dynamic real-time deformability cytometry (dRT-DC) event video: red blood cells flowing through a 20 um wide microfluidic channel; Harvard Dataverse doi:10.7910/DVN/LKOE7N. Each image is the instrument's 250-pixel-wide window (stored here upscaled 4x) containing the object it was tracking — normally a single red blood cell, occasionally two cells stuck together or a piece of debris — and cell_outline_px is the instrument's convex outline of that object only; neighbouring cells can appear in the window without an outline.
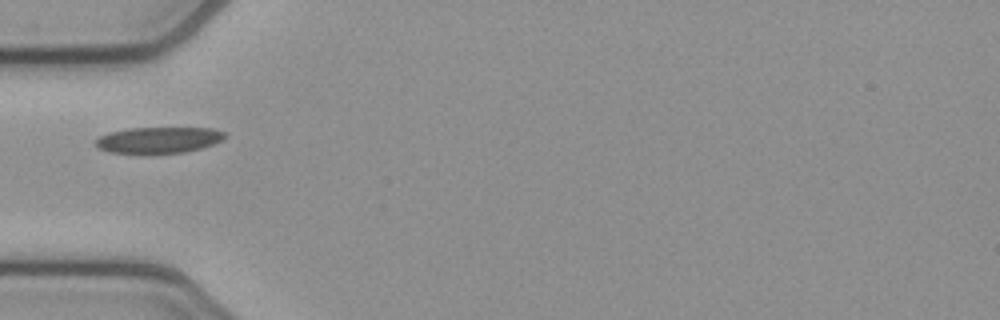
{"species": "common noctule bat (a hibernating species)", "species_latin": "Nyctalus noctula", "temperature_condition": "cold", "stored_images_in_passage": 37, "camera_frame_rate_fps": 3000, "um_per_image_px": 0.085, "animal": {"sex": "female", "body_mass_g": 21.9}, "frame": {"image": 1, "passage_image": 1, "time_ms": 0.0, "image_size_px": [1000, 320], "cell_outline_px": [[228, 136], [212, 144], [200, 148], [184, 152], [148, 156], [144, 156], [108, 152], [96, 148], [92, 144], [100, 136], [108, 132], [128, 128], [212, 128], [224, 132]], "centroid_in_image_um": [13.37, 11.94], "position_along_channel_um": 71.6, "area_um2": 20.58}}
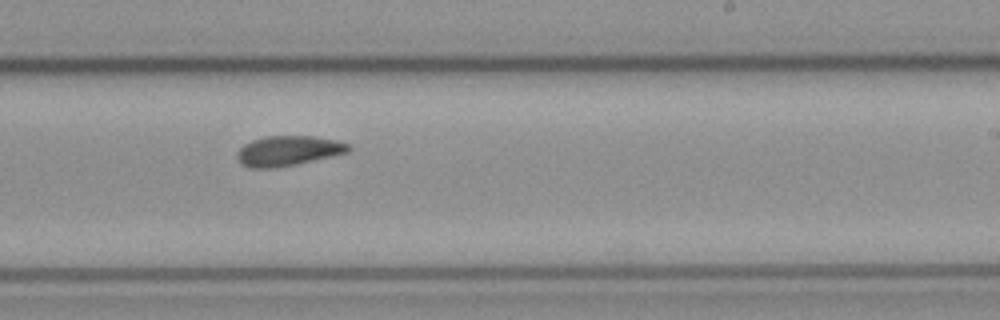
{"frame": {"image": 2, "passage_image": 16, "time_ms": 5.0, "image_size_px": [1000, 320], "cell_outline_px": [[352, 148], [348, 152], [332, 156], [296, 164], [276, 168], [248, 168], [240, 164], [236, 156], [240, 148], [244, 144], [252, 140], [264, 136], [312, 136], [336, 140], [348, 144]], "centroid_in_image_um": [24.46, 12.82], "position_along_channel_um": 264.5, "area_um2": 19.54}}
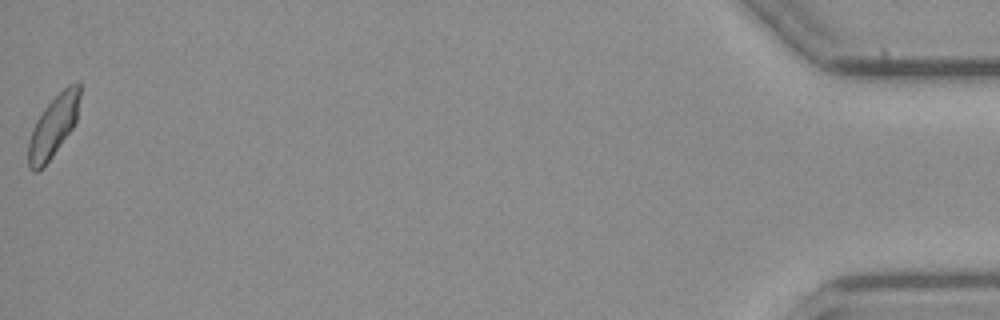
{"frame": {"image": 3, "passage_image": 37, "time_ms": 12.0, "image_size_px": [1000, 320], "cell_outline_px": [[80, 96], [76, 120], [72, 128], [44, 168], [36, 172], [32, 172], [28, 168], [28, 140], [32, 128], [36, 120], [44, 108], [68, 84], [80, 80]], "centroid_in_image_um": [4.51, 10.76], "position_along_channel_um": 430.7, "area_um2": 18.55}, "authors_computed_cell_mechanics": {"area_um2": 19.0162, "velocity_mm_per_s": 3.8443, "shape_relaxation_time_tau1_ms": null, "shape_relaxation_time_tau2_ms": 2.0756, "deformation_change_tau1": null, "deformation_change_tau2": 0.0664}}